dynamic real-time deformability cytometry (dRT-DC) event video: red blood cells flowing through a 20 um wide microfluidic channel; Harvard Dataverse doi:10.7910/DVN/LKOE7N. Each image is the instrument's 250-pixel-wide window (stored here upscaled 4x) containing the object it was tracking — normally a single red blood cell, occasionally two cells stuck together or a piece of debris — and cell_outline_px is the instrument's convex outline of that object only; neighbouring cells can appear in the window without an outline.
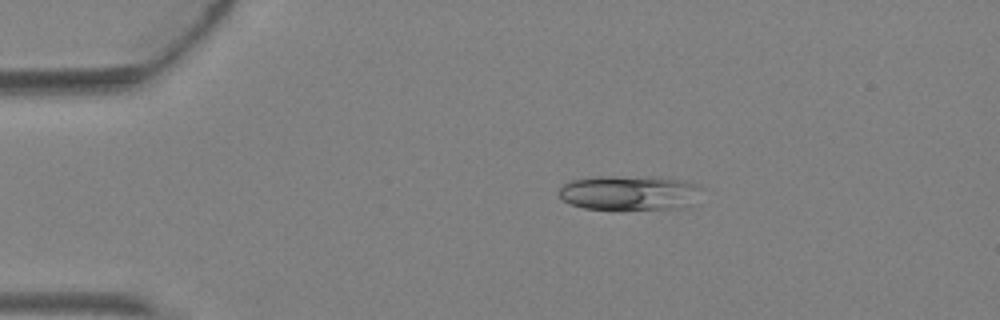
{"species": "Egyptian fruit bat (a non-hibernating species)", "species_latin": "Rousettus aegyptiacus", "temperature_condition": "warm", "stored_images_in_passage": 2, "camera_frame_rate_fps": 3000, "um_per_image_px": 0.085, "animal": {"sex": "female"}, "frame": {"image": 1, "passage_image": 1, "time_ms": 0.0, "image_size_px": [1000, 320], "cell_outline_px": [[704, 188], [696, 204], [688, 208], [584, 208], [568, 204], [560, 196], [560, 188], [564, 184], [572, 180], [600, 176], [660, 176], [684, 180], [700, 184]], "centroid_in_image_um": [53.65, 16.36], "position_along_channel_um": 31.3, "area_um2": 29.42}}